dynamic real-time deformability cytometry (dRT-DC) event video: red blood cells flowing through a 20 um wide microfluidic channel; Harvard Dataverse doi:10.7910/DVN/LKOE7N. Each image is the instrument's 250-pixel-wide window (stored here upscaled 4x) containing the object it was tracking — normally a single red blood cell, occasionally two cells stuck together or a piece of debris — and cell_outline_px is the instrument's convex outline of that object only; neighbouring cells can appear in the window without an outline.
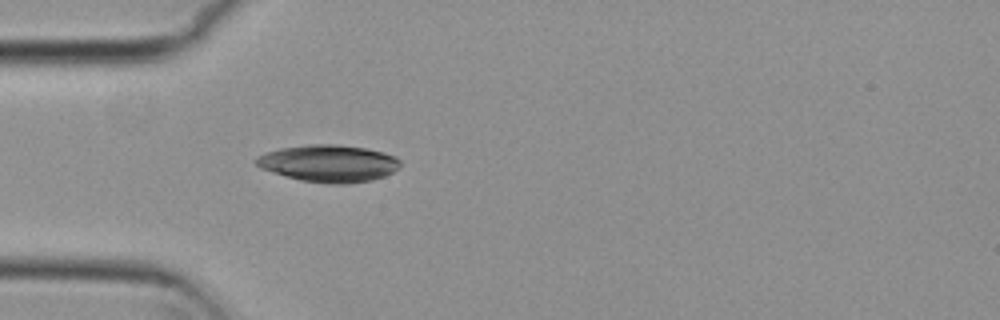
{"species": "common noctule bat (a hibernating species)", "species_latin": "Nyctalus noctula", "temperature_condition": "cold", "stored_images_in_passage": 36, "camera_frame_rate_fps": 3000, "um_per_image_px": 0.085, "animal": {"sex": "female", "body_mass_g": 29.2, "forearm_length_mm": 56.3}, "frame": {"image": 1, "passage_image": 1, "time_ms": 0.0, "image_size_px": [1000, 320], "cell_outline_px": [[400, 164], [392, 172], [384, 176], [372, 180], [344, 184], [332, 184], [300, 180], [272, 172], [260, 168], [252, 160], [256, 156], [280, 148], [308, 144], [340, 144], [364, 148], [384, 152], [396, 156], [400, 160]], "centroid_in_image_um": [27.92, 13.88], "position_along_channel_um": 57.1, "area_um2": 31.21}}
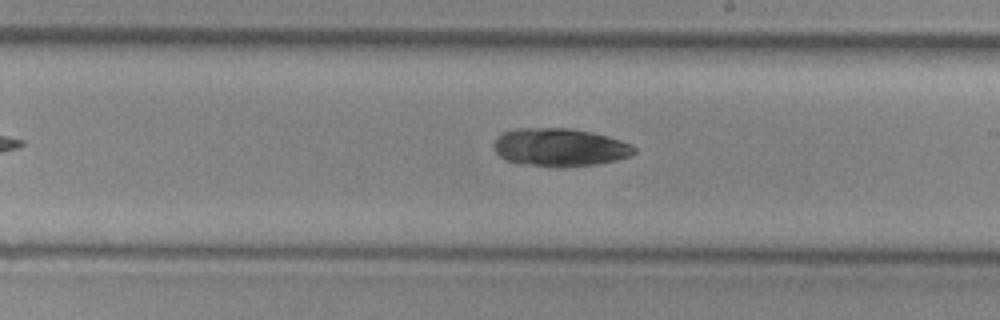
{"frame": {"image": 2, "passage_image": 16, "time_ms": 5.0, "image_size_px": [1000, 320], "cell_outline_px": [[636, 152], [632, 156], [616, 160], [596, 164], [560, 168], [520, 164], [504, 160], [496, 152], [492, 144], [496, 136], [504, 132], [516, 128], [572, 128], [592, 132], [608, 136], [632, 144], [636, 148]], "centroid_in_image_um": [47.57, 12.53], "position_along_channel_um": 241.4, "area_um2": 31.67}}
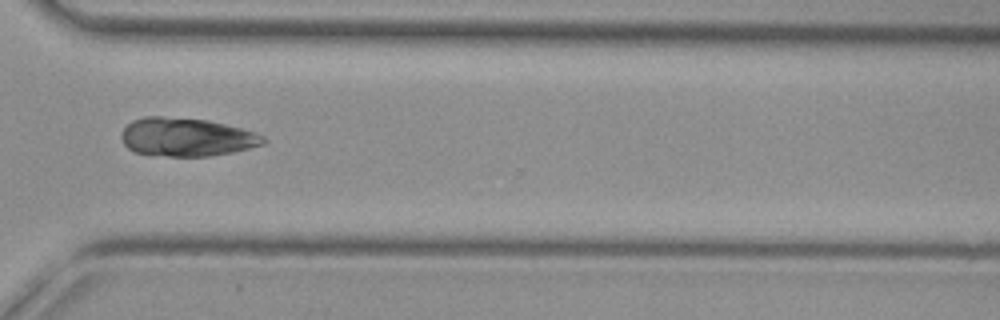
{"frame": {"image": 3, "passage_image": 25, "time_ms": 8.0, "image_size_px": [1000, 320], "cell_outline_px": [[268, 140], [264, 144], [232, 152], [208, 156], [152, 156], [136, 152], [128, 148], [124, 144], [120, 136], [120, 132], [132, 120], [144, 116], [164, 116], [208, 120], [256, 132], [264, 136]], "centroid_in_image_um": [15.83, 11.65], "position_along_channel_um": 354.8, "area_um2": 32.02}}